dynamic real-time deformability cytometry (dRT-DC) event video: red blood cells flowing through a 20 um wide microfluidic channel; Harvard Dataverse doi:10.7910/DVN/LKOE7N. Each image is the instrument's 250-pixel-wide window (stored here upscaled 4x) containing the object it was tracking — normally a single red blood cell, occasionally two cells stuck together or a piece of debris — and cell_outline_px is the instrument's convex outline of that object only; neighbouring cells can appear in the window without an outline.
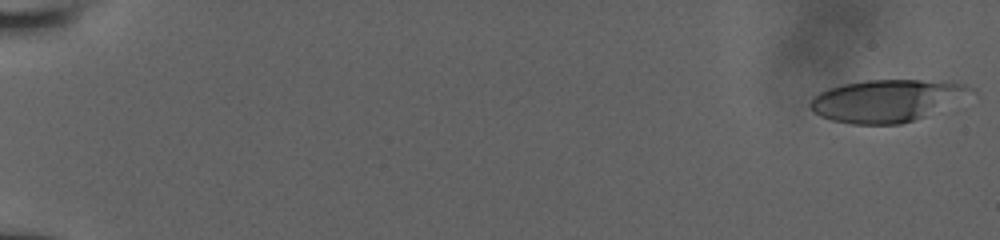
{"species": "human", "species_latin": "Homo sapiens", "temperature_condition": "room temperature", "stored_images_in_passage": 70, "camera_frame_rate_fps": 3000, "um_per_image_px": 0.085, "donor": {"sex": "male"}, "frame": {"image": 1, "passage_image": 1, "time_ms": 0.0, "image_size_px": [1000, 240], "cell_outline_px": [[976, 92], [924, 116], [900, 124], [852, 124], [832, 120], [820, 116], [812, 112], [808, 104], [812, 96], [828, 88], [844, 84], [868, 80], [920, 80], [964, 84], [976, 88]], "centroid_in_image_um": [75.31, 8.55], "position_along_channel_um": 9.7, "area_um2": 39.19}}
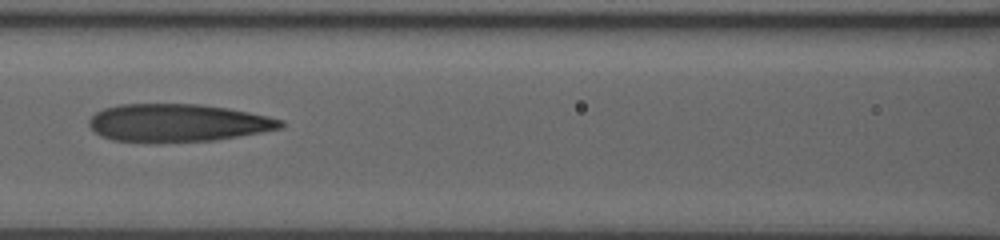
{"frame": {"image": 2, "passage_image": 40, "time_ms": 8.667, "image_size_px": [1000, 240], "cell_outline_px": [[284, 128], [212, 140], [112, 140], [96, 132], [88, 124], [88, 120], [96, 112], [104, 108], [120, 104], [200, 104], [228, 108], [268, 116], [284, 120]], "centroid_in_image_um": [15.14, 10.4], "position_along_channel_um": 151.5, "area_um2": 41.1}}
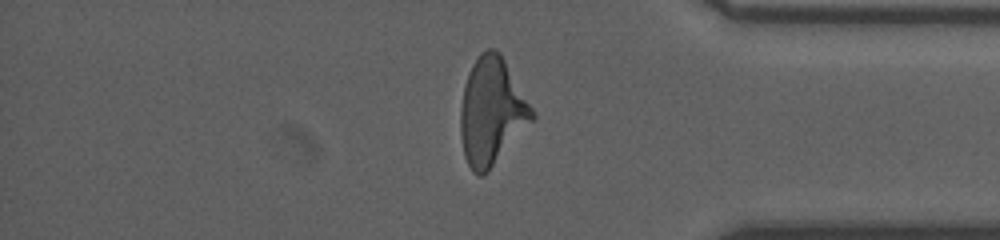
{"frame": {"image": 3, "passage_image": 69, "time_ms": 15.0, "image_size_px": [1000, 240], "cell_outline_px": [[536, 116], [488, 172], [480, 176], [476, 176], [472, 172], [464, 156], [460, 136], [460, 108], [464, 84], [468, 72], [472, 64], [480, 52], [488, 48], [492, 48], [500, 52], [536, 112]], "centroid_in_image_um": [41.78, 9.47], "position_along_channel_um": 393.4, "area_um2": 44.97}}